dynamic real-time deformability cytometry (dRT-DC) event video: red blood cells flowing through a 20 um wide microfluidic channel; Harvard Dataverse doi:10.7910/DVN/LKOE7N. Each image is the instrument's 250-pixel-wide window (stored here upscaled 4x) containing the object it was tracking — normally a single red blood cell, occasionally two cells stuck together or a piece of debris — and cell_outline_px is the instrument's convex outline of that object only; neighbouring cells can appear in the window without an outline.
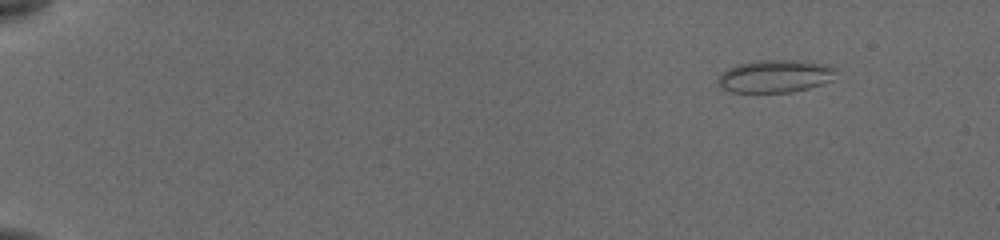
{"species": "common noctule bat (a hibernating species)", "species_latin": "Nyctalus noctula", "temperature_condition": "cold", "stored_images_in_passage": 50, "camera_frame_rate_fps": 3000, "um_per_image_px": 0.085, "animal": {"sex": "female", "body_mass_g": 19.5, "forearm_length_mm": 54.1}, "frame": {"image": 1, "passage_image": 1, "time_ms": 0.0, "image_size_px": [1000, 240], "cell_outline_px": [[832, 80], [808, 88], [788, 92], [732, 92], [724, 88], [720, 84], [720, 76], [724, 72], [740, 64], [772, 60], [792, 60], [832, 68]], "centroid_in_image_um": [65.84, 6.51], "position_along_channel_um": 19.2, "area_um2": 20.98}}
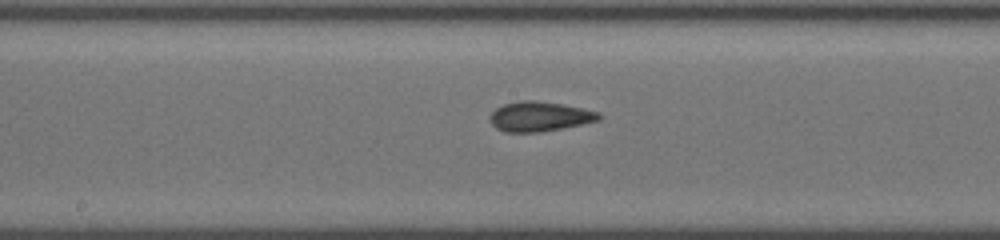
{"frame": {"image": 2, "passage_image": 26, "time_ms": 8.333, "image_size_px": [1000, 240], "cell_outline_px": [[604, 116], [600, 120], [540, 132], [504, 132], [496, 128], [492, 124], [492, 112], [496, 108], [504, 104], [520, 100], [536, 100], [560, 104], [600, 112]], "centroid_in_image_um": [45.88, 9.9], "position_along_channel_um": 202.3, "area_um2": 18.67}}
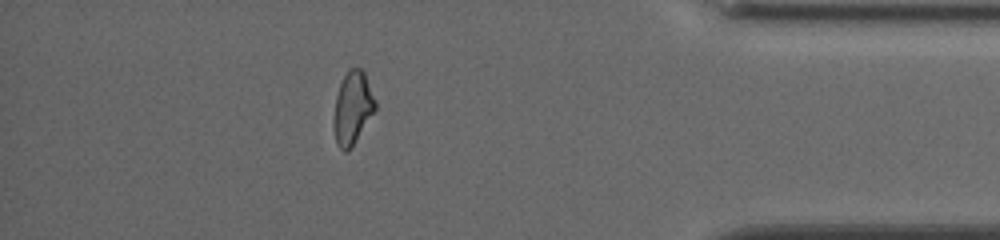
{"frame": {"image": 3, "passage_image": 44, "time_ms": 14.333, "image_size_px": [1000, 240], "cell_outline_px": [[376, 108], [348, 152], [344, 152], [336, 144], [332, 120], [336, 96], [340, 84], [348, 68], [360, 68], [364, 72], [376, 100]], "centroid_in_image_um": [29.94, 9.17], "position_along_channel_um": 405.3, "area_um2": 17.57}, "authors_computed_cell_mechanics": {"area_um2": 18.2359, "velocity_mm_per_s": 3.8748, "shape_relaxation_time_tau1_ms": null, "shape_relaxation_time_tau2_ms": 1.6006, "deformation_change_tau1": null, "deformation_change_tau2": 0.0841}}